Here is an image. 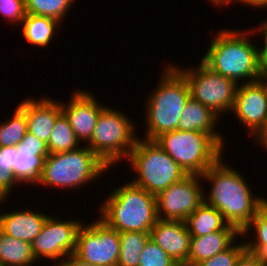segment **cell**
I'll list each match as a JSON object with an SVG mask.
<instances>
[{"mask_svg":"<svg viewBox=\"0 0 267 266\" xmlns=\"http://www.w3.org/2000/svg\"><path fill=\"white\" fill-rule=\"evenodd\" d=\"M11 114L0 123V147L17 146L28 132L25 112L17 105Z\"/></svg>","mask_w":267,"mask_h":266,"instance_id":"cell-27","label":"cell"},{"mask_svg":"<svg viewBox=\"0 0 267 266\" xmlns=\"http://www.w3.org/2000/svg\"><path fill=\"white\" fill-rule=\"evenodd\" d=\"M110 192L98 207L100 220L119 233L151 231L158 220L156 195L131 181Z\"/></svg>","mask_w":267,"mask_h":266,"instance_id":"cell-4","label":"cell"},{"mask_svg":"<svg viewBox=\"0 0 267 266\" xmlns=\"http://www.w3.org/2000/svg\"><path fill=\"white\" fill-rule=\"evenodd\" d=\"M231 113L253 140L267 121V87L261 79L238 85Z\"/></svg>","mask_w":267,"mask_h":266,"instance_id":"cell-13","label":"cell"},{"mask_svg":"<svg viewBox=\"0 0 267 266\" xmlns=\"http://www.w3.org/2000/svg\"><path fill=\"white\" fill-rule=\"evenodd\" d=\"M0 15L8 24L20 26L26 16L25 0H0Z\"/></svg>","mask_w":267,"mask_h":266,"instance_id":"cell-32","label":"cell"},{"mask_svg":"<svg viewBox=\"0 0 267 266\" xmlns=\"http://www.w3.org/2000/svg\"><path fill=\"white\" fill-rule=\"evenodd\" d=\"M61 266H95L93 264H89L87 262L82 261L74 254L68 255L61 263Z\"/></svg>","mask_w":267,"mask_h":266,"instance_id":"cell-37","label":"cell"},{"mask_svg":"<svg viewBox=\"0 0 267 266\" xmlns=\"http://www.w3.org/2000/svg\"><path fill=\"white\" fill-rule=\"evenodd\" d=\"M245 249V240H242V242L234 243L225 251L198 263L196 266H235L238 257Z\"/></svg>","mask_w":267,"mask_h":266,"instance_id":"cell-31","label":"cell"},{"mask_svg":"<svg viewBox=\"0 0 267 266\" xmlns=\"http://www.w3.org/2000/svg\"><path fill=\"white\" fill-rule=\"evenodd\" d=\"M68 119L62 113L55 121L47 147L49 153H62L75 150L80 146Z\"/></svg>","mask_w":267,"mask_h":266,"instance_id":"cell-26","label":"cell"},{"mask_svg":"<svg viewBox=\"0 0 267 266\" xmlns=\"http://www.w3.org/2000/svg\"><path fill=\"white\" fill-rule=\"evenodd\" d=\"M237 2V3H236ZM241 4V5H245V6H250L252 8H256L257 10H263L264 8L267 9V0H225L220 6L219 8L221 9V7H225V6H229L230 4Z\"/></svg>","mask_w":267,"mask_h":266,"instance_id":"cell-36","label":"cell"},{"mask_svg":"<svg viewBox=\"0 0 267 266\" xmlns=\"http://www.w3.org/2000/svg\"><path fill=\"white\" fill-rule=\"evenodd\" d=\"M186 79L190 97L209 109L219 117L232 111L238 84L213 72L202 61L196 66L182 67L172 64ZM229 111V112H228Z\"/></svg>","mask_w":267,"mask_h":266,"instance_id":"cell-9","label":"cell"},{"mask_svg":"<svg viewBox=\"0 0 267 266\" xmlns=\"http://www.w3.org/2000/svg\"><path fill=\"white\" fill-rule=\"evenodd\" d=\"M235 266H267V261L245 249L238 257Z\"/></svg>","mask_w":267,"mask_h":266,"instance_id":"cell-35","label":"cell"},{"mask_svg":"<svg viewBox=\"0 0 267 266\" xmlns=\"http://www.w3.org/2000/svg\"><path fill=\"white\" fill-rule=\"evenodd\" d=\"M155 141L187 174L202 175L225 150L211 134L201 131H169Z\"/></svg>","mask_w":267,"mask_h":266,"instance_id":"cell-8","label":"cell"},{"mask_svg":"<svg viewBox=\"0 0 267 266\" xmlns=\"http://www.w3.org/2000/svg\"><path fill=\"white\" fill-rule=\"evenodd\" d=\"M77 0H25L26 14L51 17L60 23Z\"/></svg>","mask_w":267,"mask_h":266,"instance_id":"cell-28","label":"cell"},{"mask_svg":"<svg viewBox=\"0 0 267 266\" xmlns=\"http://www.w3.org/2000/svg\"><path fill=\"white\" fill-rule=\"evenodd\" d=\"M241 233V239L244 238L246 249L267 261V203L257 212ZM249 233H253L254 238H250L252 236H249Z\"/></svg>","mask_w":267,"mask_h":266,"instance_id":"cell-23","label":"cell"},{"mask_svg":"<svg viewBox=\"0 0 267 266\" xmlns=\"http://www.w3.org/2000/svg\"><path fill=\"white\" fill-rule=\"evenodd\" d=\"M260 79L262 80V82H263V83L266 85V87H267V72L264 73V74H262Z\"/></svg>","mask_w":267,"mask_h":266,"instance_id":"cell-40","label":"cell"},{"mask_svg":"<svg viewBox=\"0 0 267 266\" xmlns=\"http://www.w3.org/2000/svg\"><path fill=\"white\" fill-rule=\"evenodd\" d=\"M61 24L51 17L26 14L20 26L25 40L33 47L38 46L43 49L48 47L54 36L56 37L55 33L62 27Z\"/></svg>","mask_w":267,"mask_h":266,"instance_id":"cell-21","label":"cell"},{"mask_svg":"<svg viewBox=\"0 0 267 266\" xmlns=\"http://www.w3.org/2000/svg\"><path fill=\"white\" fill-rule=\"evenodd\" d=\"M223 156L201 175L212 187L204 191V201L215 207L231 225L241 232L257 212L267 203V198L253 194L242 173L223 162Z\"/></svg>","mask_w":267,"mask_h":266,"instance_id":"cell-1","label":"cell"},{"mask_svg":"<svg viewBox=\"0 0 267 266\" xmlns=\"http://www.w3.org/2000/svg\"><path fill=\"white\" fill-rule=\"evenodd\" d=\"M201 175L188 174L156 195L157 216L164 220L185 221L204 201Z\"/></svg>","mask_w":267,"mask_h":266,"instance_id":"cell-12","label":"cell"},{"mask_svg":"<svg viewBox=\"0 0 267 266\" xmlns=\"http://www.w3.org/2000/svg\"><path fill=\"white\" fill-rule=\"evenodd\" d=\"M120 252L117 266H139L140 254L144 250L150 232L126 231L119 233Z\"/></svg>","mask_w":267,"mask_h":266,"instance_id":"cell-25","label":"cell"},{"mask_svg":"<svg viewBox=\"0 0 267 266\" xmlns=\"http://www.w3.org/2000/svg\"><path fill=\"white\" fill-rule=\"evenodd\" d=\"M49 214L20 208L0 213V229L11 237L32 243L39 235Z\"/></svg>","mask_w":267,"mask_h":266,"instance_id":"cell-18","label":"cell"},{"mask_svg":"<svg viewBox=\"0 0 267 266\" xmlns=\"http://www.w3.org/2000/svg\"><path fill=\"white\" fill-rule=\"evenodd\" d=\"M37 262L31 243L15 239L0 229V266H32Z\"/></svg>","mask_w":267,"mask_h":266,"instance_id":"cell-22","label":"cell"},{"mask_svg":"<svg viewBox=\"0 0 267 266\" xmlns=\"http://www.w3.org/2000/svg\"><path fill=\"white\" fill-rule=\"evenodd\" d=\"M44 159L35 152L17 151L13 163V175L21 185L37 184L43 171Z\"/></svg>","mask_w":267,"mask_h":266,"instance_id":"cell-24","label":"cell"},{"mask_svg":"<svg viewBox=\"0 0 267 266\" xmlns=\"http://www.w3.org/2000/svg\"><path fill=\"white\" fill-rule=\"evenodd\" d=\"M258 27H250L249 29L252 31L253 35L257 32L260 33V36L263 38V45H258L257 43V49H258V62H259V68L261 75L267 72V18L266 20H263V23L256 24ZM254 28V29H253ZM261 46V47H260Z\"/></svg>","mask_w":267,"mask_h":266,"instance_id":"cell-34","label":"cell"},{"mask_svg":"<svg viewBox=\"0 0 267 266\" xmlns=\"http://www.w3.org/2000/svg\"><path fill=\"white\" fill-rule=\"evenodd\" d=\"M53 265H54V266H61L60 264H52V266H53ZM50 266H51V265H50Z\"/></svg>","mask_w":267,"mask_h":266,"instance_id":"cell-41","label":"cell"},{"mask_svg":"<svg viewBox=\"0 0 267 266\" xmlns=\"http://www.w3.org/2000/svg\"><path fill=\"white\" fill-rule=\"evenodd\" d=\"M211 4H213L212 6H217V8L225 1V0H208Z\"/></svg>","mask_w":267,"mask_h":266,"instance_id":"cell-39","label":"cell"},{"mask_svg":"<svg viewBox=\"0 0 267 266\" xmlns=\"http://www.w3.org/2000/svg\"><path fill=\"white\" fill-rule=\"evenodd\" d=\"M163 70L158 84L144 101L146 120L141 138L146 140H155L165 132L178 130L180 114L190 98L185 77L171 63Z\"/></svg>","mask_w":267,"mask_h":266,"instance_id":"cell-3","label":"cell"},{"mask_svg":"<svg viewBox=\"0 0 267 266\" xmlns=\"http://www.w3.org/2000/svg\"><path fill=\"white\" fill-rule=\"evenodd\" d=\"M78 90L75 89L66 103L62 100L61 106L76 138L84 145L91 140L97 118L106 105L100 104L93 92Z\"/></svg>","mask_w":267,"mask_h":266,"instance_id":"cell-14","label":"cell"},{"mask_svg":"<svg viewBox=\"0 0 267 266\" xmlns=\"http://www.w3.org/2000/svg\"><path fill=\"white\" fill-rule=\"evenodd\" d=\"M17 151L35 152L36 156H41L43 159L49 154L47 143L38 139L30 132H27L21 142L17 145Z\"/></svg>","mask_w":267,"mask_h":266,"instance_id":"cell-33","label":"cell"},{"mask_svg":"<svg viewBox=\"0 0 267 266\" xmlns=\"http://www.w3.org/2000/svg\"><path fill=\"white\" fill-rule=\"evenodd\" d=\"M184 222L191 237H200L224 230L229 225L223 215L205 201Z\"/></svg>","mask_w":267,"mask_h":266,"instance_id":"cell-20","label":"cell"},{"mask_svg":"<svg viewBox=\"0 0 267 266\" xmlns=\"http://www.w3.org/2000/svg\"><path fill=\"white\" fill-rule=\"evenodd\" d=\"M254 141L257 143L256 145H259L260 148L262 147L267 151V121L263 129L254 138Z\"/></svg>","mask_w":267,"mask_h":266,"instance_id":"cell-38","label":"cell"},{"mask_svg":"<svg viewBox=\"0 0 267 266\" xmlns=\"http://www.w3.org/2000/svg\"><path fill=\"white\" fill-rule=\"evenodd\" d=\"M244 29L217 30L201 60L213 72L232 79L238 85L261 78L257 44L249 36L252 31Z\"/></svg>","mask_w":267,"mask_h":266,"instance_id":"cell-2","label":"cell"},{"mask_svg":"<svg viewBox=\"0 0 267 266\" xmlns=\"http://www.w3.org/2000/svg\"><path fill=\"white\" fill-rule=\"evenodd\" d=\"M34 97H26L18 106L25 112L28 132L48 143L55 121L62 114L61 100L48 95L40 99Z\"/></svg>","mask_w":267,"mask_h":266,"instance_id":"cell-15","label":"cell"},{"mask_svg":"<svg viewBox=\"0 0 267 266\" xmlns=\"http://www.w3.org/2000/svg\"><path fill=\"white\" fill-rule=\"evenodd\" d=\"M16 153L17 146L0 147V206L3 203L5 205L13 188L19 185L13 175Z\"/></svg>","mask_w":267,"mask_h":266,"instance_id":"cell-29","label":"cell"},{"mask_svg":"<svg viewBox=\"0 0 267 266\" xmlns=\"http://www.w3.org/2000/svg\"><path fill=\"white\" fill-rule=\"evenodd\" d=\"M93 220L89 224L83 222L79 227L74 255L95 266H117L120 252L119 232L108 227L98 217Z\"/></svg>","mask_w":267,"mask_h":266,"instance_id":"cell-10","label":"cell"},{"mask_svg":"<svg viewBox=\"0 0 267 266\" xmlns=\"http://www.w3.org/2000/svg\"><path fill=\"white\" fill-rule=\"evenodd\" d=\"M178 122L179 131H201L211 134L224 148L226 147L225 137L221 132L216 131L219 117L211 109L202 103L192 99L186 102ZM218 122V123H217Z\"/></svg>","mask_w":267,"mask_h":266,"instance_id":"cell-19","label":"cell"},{"mask_svg":"<svg viewBox=\"0 0 267 266\" xmlns=\"http://www.w3.org/2000/svg\"><path fill=\"white\" fill-rule=\"evenodd\" d=\"M150 237L179 266L188 262L191 235L184 221L158 218L150 231Z\"/></svg>","mask_w":267,"mask_h":266,"instance_id":"cell-16","label":"cell"},{"mask_svg":"<svg viewBox=\"0 0 267 266\" xmlns=\"http://www.w3.org/2000/svg\"><path fill=\"white\" fill-rule=\"evenodd\" d=\"M63 219L48 215L41 232L31 243L36 260L43 258L60 264L68 255L74 254L77 232L85 220Z\"/></svg>","mask_w":267,"mask_h":266,"instance_id":"cell-11","label":"cell"},{"mask_svg":"<svg viewBox=\"0 0 267 266\" xmlns=\"http://www.w3.org/2000/svg\"><path fill=\"white\" fill-rule=\"evenodd\" d=\"M127 162L128 166L133 169L132 171L137 174L129 180L154 195L188 175L155 140H146L140 136L136 140Z\"/></svg>","mask_w":267,"mask_h":266,"instance_id":"cell-6","label":"cell"},{"mask_svg":"<svg viewBox=\"0 0 267 266\" xmlns=\"http://www.w3.org/2000/svg\"><path fill=\"white\" fill-rule=\"evenodd\" d=\"M134 122L124 111L107 104L101 110L92 138L86 146L112 169L120 161L127 160L134 148L138 139Z\"/></svg>","mask_w":267,"mask_h":266,"instance_id":"cell-7","label":"cell"},{"mask_svg":"<svg viewBox=\"0 0 267 266\" xmlns=\"http://www.w3.org/2000/svg\"><path fill=\"white\" fill-rule=\"evenodd\" d=\"M139 266H179L150 237L140 254Z\"/></svg>","mask_w":267,"mask_h":266,"instance_id":"cell-30","label":"cell"},{"mask_svg":"<svg viewBox=\"0 0 267 266\" xmlns=\"http://www.w3.org/2000/svg\"><path fill=\"white\" fill-rule=\"evenodd\" d=\"M238 238H242L241 231L231 224L224 230H218L211 234L191 237L188 262L184 266H196L198 263L213 257L231 247Z\"/></svg>","mask_w":267,"mask_h":266,"instance_id":"cell-17","label":"cell"},{"mask_svg":"<svg viewBox=\"0 0 267 266\" xmlns=\"http://www.w3.org/2000/svg\"><path fill=\"white\" fill-rule=\"evenodd\" d=\"M109 169L91 149L80 145L75 150L49 153L44 159L43 171L36 185L72 191L95 182Z\"/></svg>","mask_w":267,"mask_h":266,"instance_id":"cell-5","label":"cell"}]
</instances>
